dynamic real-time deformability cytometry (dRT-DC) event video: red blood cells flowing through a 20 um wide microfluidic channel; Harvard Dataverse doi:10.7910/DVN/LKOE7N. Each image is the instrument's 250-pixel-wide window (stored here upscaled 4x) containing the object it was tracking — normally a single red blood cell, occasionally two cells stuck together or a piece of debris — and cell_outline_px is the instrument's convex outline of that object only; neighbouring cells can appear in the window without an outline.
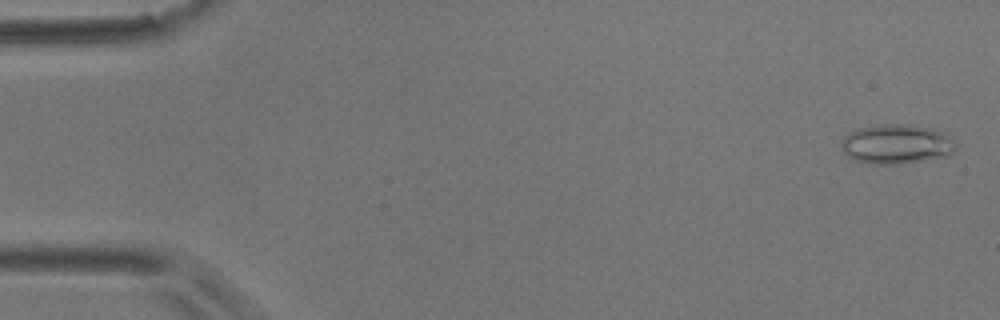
{"species": "common noctule bat (a hibernating species)", "species_latin": "Nyctalus noctula", "temperature_condition": "room temperature", "stored_images_in_passage": 57, "camera_frame_rate_fps": 3000, "um_per_image_px": 0.085, "animal": {"sex": "male", "body_mass_g": 17.9}, "frame": {"image": 1, "passage_image": 2, "time_ms": 0.333, "image_size_px": [1000, 320], "cell_outline_px": [[956, 148], [948, 156], [904, 164], [876, 164], [856, 160], [848, 156], [844, 152], [840, 144], [844, 136], [848, 132], [856, 128], [880, 124], [908, 124], [948, 132], [956, 144]], "centroid_in_image_um": [76.23, 12.24], "position_along_channel_um": 8.8, "area_um2": 26.76}}
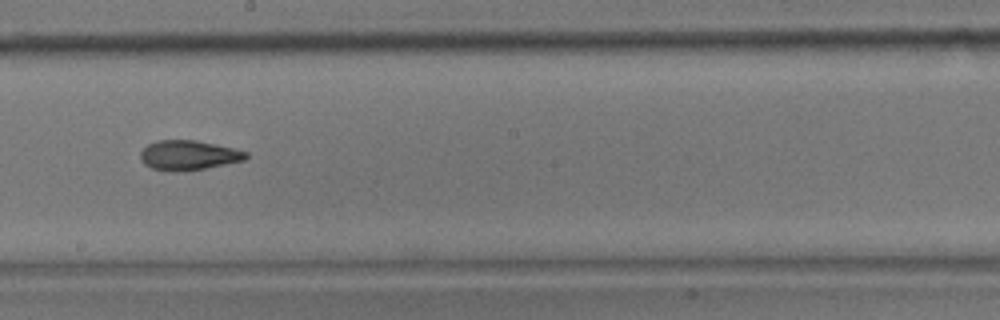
{"frame": {"image": 2, "passage_image": 32, "time_ms": 10.333, "image_size_px": [1000, 320], "cell_outline_px": [[248, 156], [244, 160], [184, 172], [152, 168], [144, 164], [140, 160], [140, 152], [148, 144], [156, 140], [196, 140], [232, 148], [248, 152]], "centroid_in_image_um": [15.99, 13.19], "position_along_channel_um": 232.2, "area_um2": 18.09}}
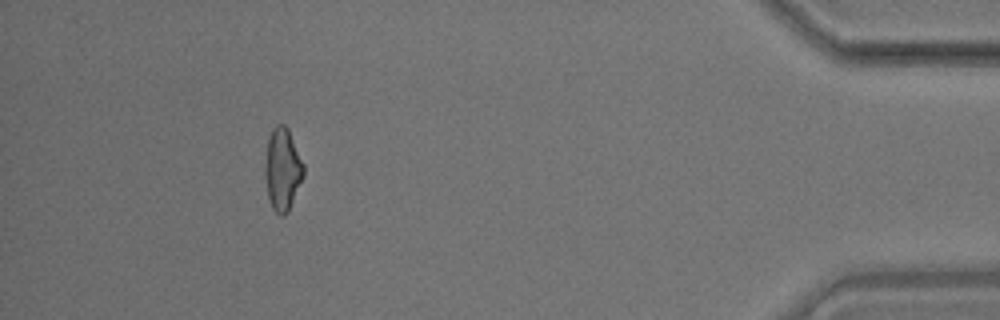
{"frame": {"image": 3, "passage_image": 52, "time_ms": 17.0, "image_size_px": [1000, 320], "cell_outline_px": [[304, 176], [288, 212], [284, 216], [280, 216], [272, 208], [268, 200], [264, 176], [264, 164], [268, 140], [272, 128], [276, 124], [284, 124], [288, 128], [304, 164]], "centroid_in_image_um": [24.0, 14.41], "position_along_channel_um": 411.2, "area_um2": 18.84}, "authors_computed_cell_mechanics": {"area_um2": 18.6694, "velocity_mm_per_s": 3.5565, "shape_relaxation_time_tau1_ms": null, "shape_relaxation_time_tau2_ms": 3.146, "deformation_change_tau1": null, "deformation_change_tau2": 0.1023}}